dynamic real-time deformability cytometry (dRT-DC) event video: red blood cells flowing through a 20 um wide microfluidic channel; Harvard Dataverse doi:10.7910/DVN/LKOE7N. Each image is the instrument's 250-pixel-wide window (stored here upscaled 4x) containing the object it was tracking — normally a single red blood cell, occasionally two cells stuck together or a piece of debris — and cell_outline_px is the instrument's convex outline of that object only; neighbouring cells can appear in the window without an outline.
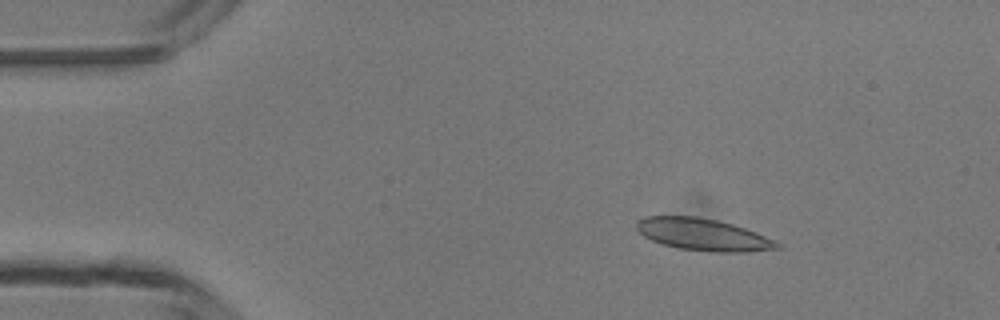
{"species": "common noctule bat (a hibernating species)", "species_latin": "Nyctalus noctula", "temperature_condition": "room temperature", "stored_images_in_passage": 4, "camera_frame_rate_fps": 3000, "um_per_image_px": 0.085, "animal": {"sex": "male", "body_mass_g": 13.3}, "frame": {"image": 1, "passage_image": 1, "time_ms": 0.0, "image_size_px": [1000, 320], "cell_outline_px": [[780, 248], [744, 252], [712, 252], [680, 248], [660, 244], [644, 236], [636, 228], [636, 220], [644, 216], [696, 216], [716, 220], [732, 224], [756, 232], [776, 240], [780, 244]], "centroid_in_image_um": [59.74, 19.93], "position_along_channel_um": 25.3, "area_um2": 26.24}}
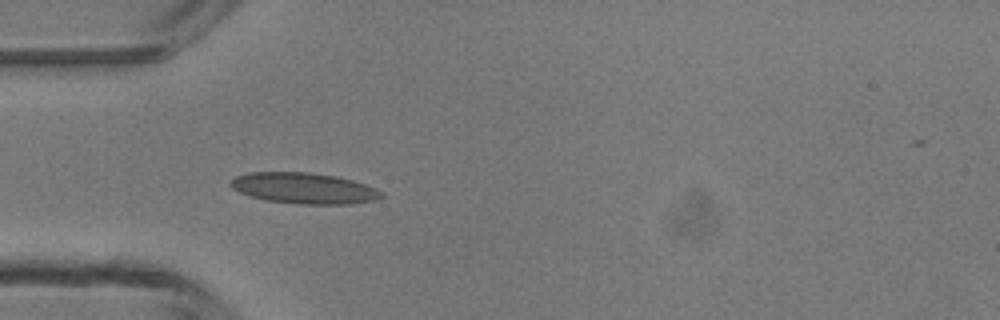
{"frame": {"image": 2, "passage_image": 3, "time_ms": 2.333, "image_size_px": [1000, 320], "cell_outline_px": [[384, 196], [376, 200], [348, 204], [300, 204], [268, 200], [248, 196], [232, 188], [228, 184], [236, 176], [248, 172], [308, 172], [336, 176], [352, 180], [376, 188], [384, 192]], "centroid_in_image_um": [25.85, 16.0], "position_along_channel_um": 59.2, "area_um2": 27.22}}